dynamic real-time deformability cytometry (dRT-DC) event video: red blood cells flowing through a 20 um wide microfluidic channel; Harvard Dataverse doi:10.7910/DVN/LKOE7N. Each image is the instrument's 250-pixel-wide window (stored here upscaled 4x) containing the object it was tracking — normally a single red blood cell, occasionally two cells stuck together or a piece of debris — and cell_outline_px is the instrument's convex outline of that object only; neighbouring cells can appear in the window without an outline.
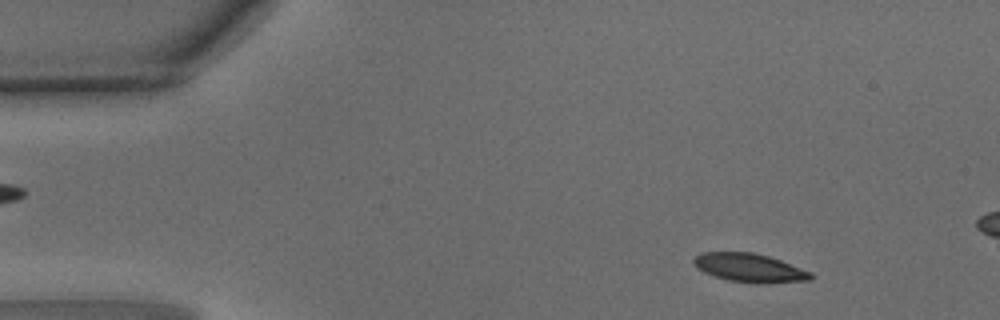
{"species": "common noctule bat (a hibernating species)", "species_latin": "Nyctalus noctula", "temperature_condition": "warm", "stored_images_in_passage": 14, "camera_frame_rate_fps": 3000, "um_per_image_px": 0.085, "animal": {"sex": "male", "body_mass_g": 15.6}, "frame": {"image": 1, "passage_image": 5, "time_ms": 1.333, "image_size_px": [1000, 320], "cell_outline_px": [[812, 280], [764, 284], [756, 284], [728, 280], [704, 272], [696, 268], [692, 260], [700, 252], [752, 252], [768, 256], [780, 260], [812, 272]], "centroid_in_image_um": [63.72, 22.77], "position_along_channel_um": 21.3, "area_um2": 19.65}}